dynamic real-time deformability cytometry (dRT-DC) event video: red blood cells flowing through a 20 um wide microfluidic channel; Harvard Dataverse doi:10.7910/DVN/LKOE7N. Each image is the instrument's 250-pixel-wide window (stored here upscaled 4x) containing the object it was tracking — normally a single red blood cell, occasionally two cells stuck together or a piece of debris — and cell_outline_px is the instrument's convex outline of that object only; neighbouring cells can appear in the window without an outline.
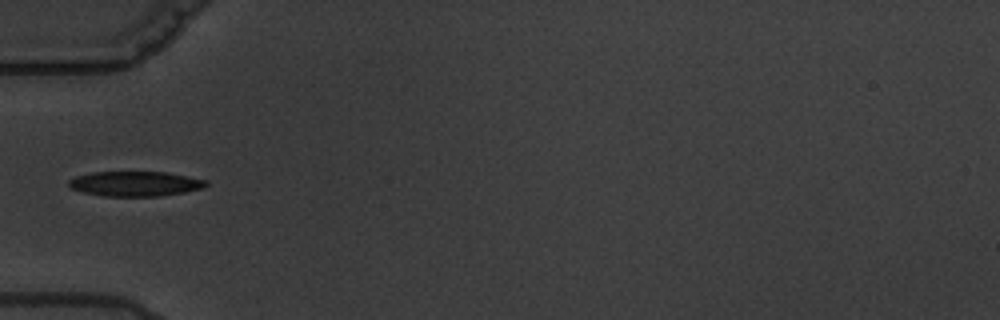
{"species": "common noctule bat (a hibernating species)", "species_latin": "Nyctalus noctula", "temperature_condition": "warm", "stored_images_in_passage": 3, "camera_frame_rate_fps": 3000, "um_per_image_px": 0.085, "animal": {"sex": "male", "body_mass_g": 19.5, "forearm_length_mm": 54.6}, "frame": {"image": 1, "passage_image": 1, "time_ms": 0.0, "image_size_px": [1000, 320], "cell_outline_px": [[208, 184], [204, 188], [184, 192], [160, 196], [104, 196], [84, 192], [72, 188], [68, 184], [68, 180], [76, 176], [92, 172], [168, 172], [208, 180]], "centroid_in_image_um": [11.53, 15.61], "position_along_channel_um": 73.5, "area_um2": 19.94}}